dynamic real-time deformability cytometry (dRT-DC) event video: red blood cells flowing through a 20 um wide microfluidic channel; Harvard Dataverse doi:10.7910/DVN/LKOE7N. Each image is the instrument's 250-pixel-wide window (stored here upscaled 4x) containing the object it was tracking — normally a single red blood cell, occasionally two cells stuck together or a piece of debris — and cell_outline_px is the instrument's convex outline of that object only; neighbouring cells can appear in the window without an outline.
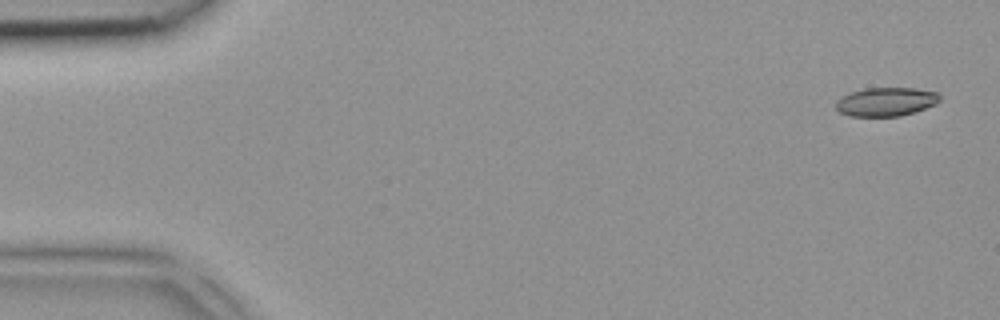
{"species": "common noctule bat (a hibernating species)", "species_latin": "Nyctalus noctula", "temperature_condition": "room temperature", "stored_images_in_passage": 5, "camera_frame_rate_fps": 3000, "um_per_image_px": 0.085, "animal": {"sex": "female", "body_mass_g": 18.4}, "frame": {"image": 1, "passage_image": 1, "time_ms": 0.0, "image_size_px": [1000, 320], "cell_outline_px": [[940, 100], [936, 104], [900, 116], [848, 116], [840, 112], [836, 108], [836, 100], [852, 92], [864, 88], [916, 88], [936, 92], [940, 96]], "centroid_in_image_um": [75.3, 8.64], "position_along_channel_um": 9.7, "area_um2": 17.22}}
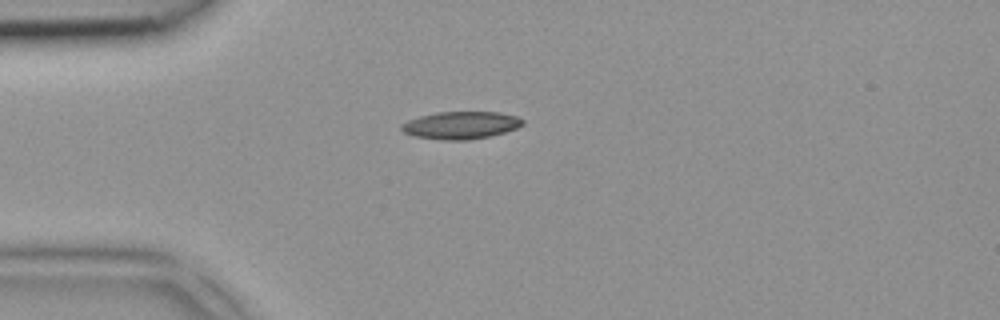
{"frame": {"image": 2, "passage_image": 4, "time_ms": 1.0, "image_size_px": [1000, 320], "cell_outline_px": [[524, 124], [516, 128], [504, 132], [488, 136], [468, 140], [440, 140], [412, 136], [404, 132], [400, 128], [400, 124], [408, 120], [420, 116], [440, 112], [500, 112], [516, 116], [524, 120]], "centroid_in_image_um": [39.15, 10.64], "position_along_channel_um": 45.9, "area_um2": 19.42}}